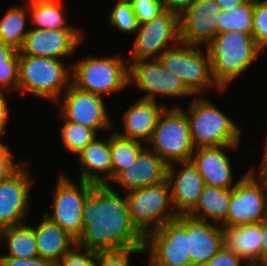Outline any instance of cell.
<instances>
[{
  "mask_svg": "<svg viewBox=\"0 0 267 266\" xmlns=\"http://www.w3.org/2000/svg\"><path fill=\"white\" fill-rule=\"evenodd\" d=\"M83 39L84 35L79 29L48 30L30 28L19 51L28 56L62 59L70 56Z\"/></svg>",
  "mask_w": 267,
  "mask_h": 266,
  "instance_id": "e0dca14e",
  "label": "cell"
},
{
  "mask_svg": "<svg viewBox=\"0 0 267 266\" xmlns=\"http://www.w3.org/2000/svg\"><path fill=\"white\" fill-rule=\"evenodd\" d=\"M125 199L132 223L144 236L178 216L173 209L167 179L156 185L129 191Z\"/></svg>",
  "mask_w": 267,
  "mask_h": 266,
  "instance_id": "52a82bcc",
  "label": "cell"
},
{
  "mask_svg": "<svg viewBox=\"0 0 267 266\" xmlns=\"http://www.w3.org/2000/svg\"><path fill=\"white\" fill-rule=\"evenodd\" d=\"M253 1L235 6L230 11H218V33L240 31L252 33Z\"/></svg>",
  "mask_w": 267,
  "mask_h": 266,
  "instance_id": "4dcf8cb0",
  "label": "cell"
},
{
  "mask_svg": "<svg viewBox=\"0 0 267 266\" xmlns=\"http://www.w3.org/2000/svg\"><path fill=\"white\" fill-rule=\"evenodd\" d=\"M197 97L188 105L190 106L188 112H185L194 147L239 145L241 136L239 125L211 100Z\"/></svg>",
  "mask_w": 267,
  "mask_h": 266,
  "instance_id": "277c9868",
  "label": "cell"
},
{
  "mask_svg": "<svg viewBox=\"0 0 267 266\" xmlns=\"http://www.w3.org/2000/svg\"><path fill=\"white\" fill-rule=\"evenodd\" d=\"M79 184L61 174L53 198V214L45 213L49 220L59 225L75 241L83 230V209L86 197L95 186L93 183L79 180Z\"/></svg>",
  "mask_w": 267,
  "mask_h": 266,
  "instance_id": "7c38bea8",
  "label": "cell"
},
{
  "mask_svg": "<svg viewBox=\"0 0 267 266\" xmlns=\"http://www.w3.org/2000/svg\"><path fill=\"white\" fill-rule=\"evenodd\" d=\"M62 0H29V14L36 29L62 30L78 29L68 26Z\"/></svg>",
  "mask_w": 267,
  "mask_h": 266,
  "instance_id": "4316f807",
  "label": "cell"
},
{
  "mask_svg": "<svg viewBox=\"0 0 267 266\" xmlns=\"http://www.w3.org/2000/svg\"><path fill=\"white\" fill-rule=\"evenodd\" d=\"M230 199L231 189L205 185L197 204L187 215L221 226L227 218Z\"/></svg>",
  "mask_w": 267,
  "mask_h": 266,
  "instance_id": "484cf974",
  "label": "cell"
},
{
  "mask_svg": "<svg viewBox=\"0 0 267 266\" xmlns=\"http://www.w3.org/2000/svg\"><path fill=\"white\" fill-rule=\"evenodd\" d=\"M262 248L261 263L267 264V216L261 220Z\"/></svg>",
  "mask_w": 267,
  "mask_h": 266,
  "instance_id": "ee69618b",
  "label": "cell"
},
{
  "mask_svg": "<svg viewBox=\"0 0 267 266\" xmlns=\"http://www.w3.org/2000/svg\"><path fill=\"white\" fill-rule=\"evenodd\" d=\"M0 266H54L48 260L40 257L33 258H14L9 256L0 257Z\"/></svg>",
  "mask_w": 267,
  "mask_h": 266,
  "instance_id": "60d3db41",
  "label": "cell"
},
{
  "mask_svg": "<svg viewBox=\"0 0 267 266\" xmlns=\"http://www.w3.org/2000/svg\"><path fill=\"white\" fill-rule=\"evenodd\" d=\"M28 1V2H27ZM25 7L13 6L7 9L0 19V41L20 50L24 44L30 28L26 29L27 16L29 15V0Z\"/></svg>",
  "mask_w": 267,
  "mask_h": 266,
  "instance_id": "f1b7e54d",
  "label": "cell"
},
{
  "mask_svg": "<svg viewBox=\"0 0 267 266\" xmlns=\"http://www.w3.org/2000/svg\"><path fill=\"white\" fill-rule=\"evenodd\" d=\"M223 11H230L235 6L243 5L248 0H215Z\"/></svg>",
  "mask_w": 267,
  "mask_h": 266,
  "instance_id": "f6af8a7d",
  "label": "cell"
},
{
  "mask_svg": "<svg viewBox=\"0 0 267 266\" xmlns=\"http://www.w3.org/2000/svg\"><path fill=\"white\" fill-rule=\"evenodd\" d=\"M70 67L71 84L82 91L103 96L120 93L129 86V64L120 55L102 58L88 56Z\"/></svg>",
  "mask_w": 267,
  "mask_h": 266,
  "instance_id": "8992f818",
  "label": "cell"
},
{
  "mask_svg": "<svg viewBox=\"0 0 267 266\" xmlns=\"http://www.w3.org/2000/svg\"><path fill=\"white\" fill-rule=\"evenodd\" d=\"M76 156H78L79 164L82 168L79 180L95 185L110 184L108 183L112 181L110 136L108 139H98L96 137ZM101 173H104L105 177Z\"/></svg>",
  "mask_w": 267,
  "mask_h": 266,
  "instance_id": "603a6c76",
  "label": "cell"
},
{
  "mask_svg": "<svg viewBox=\"0 0 267 266\" xmlns=\"http://www.w3.org/2000/svg\"><path fill=\"white\" fill-rule=\"evenodd\" d=\"M224 247L244 262H261V221L257 224L222 227Z\"/></svg>",
  "mask_w": 267,
  "mask_h": 266,
  "instance_id": "d4e9b609",
  "label": "cell"
},
{
  "mask_svg": "<svg viewBox=\"0 0 267 266\" xmlns=\"http://www.w3.org/2000/svg\"><path fill=\"white\" fill-rule=\"evenodd\" d=\"M71 73L72 68L67 67L61 59L28 56L19 51L17 91L55 103L71 85Z\"/></svg>",
  "mask_w": 267,
  "mask_h": 266,
  "instance_id": "3957f363",
  "label": "cell"
},
{
  "mask_svg": "<svg viewBox=\"0 0 267 266\" xmlns=\"http://www.w3.org/2000/svg\"><path fill=\"white\" fill-rule=\"evenodd\" d=\"M103 99L98 94L82 91L71 84L55 103H61L59 115L65 120L98 132L101 129L111 130L113 127Z\"/></svg>",
  "mask_w": 267,
  "mask_h": 266,
  "instance_id": "5bb4252c",
  "label": "cell"
},
{
  "mask_svg": "<svg viewBox=\"0 0 267 266\" xmlns=\"http://www.w3.org/2000/svg\"><path fill=\"white\" fill-rule=\"evenodd\" d=\"M261 170L267 175V163L261 168Z\"/></svg>",
  "mask_w": 267,
  "mask_h": 266,
  "instance_id": "f907efd6",
  "label": "cell"
},
{
  "mask_svg": "<svg viewBox=\"0 0 267 266\" xmlns=\"http://www.w3.org/2000/svg\"><path fill=\"white\" fill-rule=\"evenodd\" d=\"M239 145L195 148L192 162L204 179L205 185L232 189L244 177L233 183L232 165L225 149L235 150Z\"/></svg>",
  "mask_w": 267,
  "mask_h": 266,
  "instance_id": "d6986e66",
  "label": "cell"
},
{
  "mask_svg": "<svg viewBox=\"0 0 267 266\" xmlns=\"http://www.w3.org/2000/svg\"><path fill=\"white\" fill-rule=\"evenodd\" d=\"M146 143L119 136L115 131L110 135L112 180L125 168L134 163Z\"/></svg>",
  "mask_w": 267,
  "mask_h": 266,
  "instance_id": "f546056e",
  "label": "cell"
},
{
  "mask_svg": "<svg viewBox=\"0 0 267 266\" xmlns=\"http://www.w3.org/2000/svg\"><path fill=\"white\" fill-rule=\"evenodd\" d=\"M39 257L51 262L54 266L75 245V240L59 225L43 216L34 227Z\"/></svg>",
  "mask_w": 267,
  "mask_h": 266,
  "instance_id": "cb8c5ba5",
  "label": "cell"
},
{
  "mask_svg": "<svg viewBox=\"0 0 267 266\" xmlns=\"http://www.w3.org/2000/svg\"><path fill=\"white\" fill-rule=\"evenodd\" d=\"M109 15V23L123 33L137 31L139 23L129 0H117Z\"/></svg>",
  "mask_w": 267,
  "mask_h": 266,
  "instance_id": "d6a6232c",
  "label": "cell"
},
{
  "mask_svg": "<svg viewBox=\"0 0 267 266\" xmlns=\"http://www.w3.org/2000/svg\"><path fill=\"white\" fill-rule=\"evenodd\" d=\"M131 253H145L144 248H127L115 251H97V266H129Z\"/></svg>",
  "mask_w": 267,
  "mask_h": 266,
  "instance_id": "d590c367",
  "label": "cell"
},
{
  "mask_svg": "<svg viewBox=\"0 0 267 266\" xmlns=\"http://www.w3.org/2000/svg\"><path fill=\"white\" fill-rule=\"evenodd\" d=\"M168 164L145 147L134 163L122 170L111 183L122 186L125 192L162 183L167 179Z\"/></svg>",
  "mask_w": 267,
  "mask_h": 266,
  "instance_id": "ffe728a7",
  "label": "cell"
},
{
  "mask_svg": "<svg viewBox=\"0 0 267 266\" xmlns=\"http://www.w3.org/2000/svg\"><path fill=\"white\" fill-rule=\"evenodd\" d=\"M28 163L10 178L0 182V230L24 223L30 212V189L35 180L30 174Z\"/></svg>",
  "mask_w": 267,
  "mask_h": 266,
  "instance_id": "9a60e30c",
  "label": "cell"
},
{
  "mask_svg": "<svg viewBox=\"0 0 267 266\" xmlns=\"http://www.w3.org/2000/svg\"><path fill=\"white\" fill-rule=\"evenodd\" d=\"M182 108L177 104L170 108L166 107L146 143V147L168 165L191 160L195 150L190 136L189 122Z\"/></svg>",
  "mask_w": 267,
  "mask_h": 266,
  "instance_id": "5b68a950",
  "label": "cell"
},
{
  "mask_svg": "<svg viewBox=\"0 0 267 266\" xmlns=\"http://www.w3.org/2000/svg\"><path fill=\"white\" fill-rule=\"evenodd\" d=\"M215 0H197L179 15L180 43L205 47L218 34V11Z\"/></svg>",
  "mask_w": 267,
  "mask_h": 266,
  "instance_id": "2e32d148",
  "label": "cell"
},
{
  "mask_svg": "<svg viewBox=\"0 0 267 266\" xmlns=\"http://www.w3.org/2000/svg\"><path fill=\"white\" fill-rule=\"evenodd\" d=\"M2 133H0V154H2L7 148H8V145H3L2 144V140H1V137H2Z\"/></svg>",
  "mask_w": 267,
  "mask_h": 266,
  "instance_id": "681fc988",
  "label": "cell"
},
{
  "mask_svg": "<svg viewBox=\"0 0 267 266\" xmlns=\"http://www.w3.org/2000/svg\"><path fill=\"white\" fill-rule=\"evenodd\" d=\"M267 138V137H266ZM266 146H265V149H264V155L262 157V162H261V165H260V169L267 163V139H266V142H265Z\"/></svg>",
  "mask_w": 267,
  "mask_h": 266,
  "instance_id": "7dc6e473",
  "label": "cell"
},
{
  "mask_svg": "<svg viewBox=\"0 0 267 266\" xmlns=\"http://www.w3.org/2000/svg\"><path fill=\"white\" fill-rule=\"evenodd\" d=\"M176 163L181 165L177 173L174 167ZM176 163L167 167L172 204L177 215H187L197 204L205 182L192 160Z\"/></svg>",
  "mask_w": 267,
  "mask_h": 266,
  "instance_id": "ac0fdd59",
  "label": "cell"
},
{
  "mask_svg": "<svg viewBox=\"0 0 267 266\" xmlns=\"http://www.w3.org/2000/svg\"><path fill=\"white\" fill-rule=\"evenodd\" d=\"M136 33L130 62L157 60L164 51L180 43L179 14L164 10L150 21L139 24ZM170 42L173 46L168 47Z\"/></svg>",
  "mask_w": 267,
  "mask_h": 266,
  "instance_id": "8fae6325",
  "label": "cell"
},
{
  "mask_svg": "<svg viewBox=\"0 0 267 266\" xmlns=\"http://www.w3.org/2000/svg\"><path fill=\"white\" fill-rule=\"evenodd\" d=\"M0 240L8 246L9 253L4 256L22 259L39 257L34 229L26 222L1 229Z\"/></svg>",
  "mask_w": 267,
  "mask_h": 266,
  "instance_id": "83f0119b",
  "label": "cell"
},
{
  "mask_svg": "<svg viewBox=\"0 0 267 266\" xmlns=\"http://www.w3.org/2000/svg\"><path fill=\"white\" fill-rule=\"evenodd\" d=\"M243 266H267V264L261 262H247Z\"/></svg>",
  "mask_w": 267,
  "mask_h": 266,
  "instance_id": "c3c4849f",
  "label": "cell"
},
{
  "mask_svg": "<svg viewBox=\"0 0 267 266\" xmlns=\"http://www.w3.org/2000/svg\"><path fill=\"white\" fill-rule=\"evenodd\" d=\"M24 164V162H16L13 159L12 153L7 148L2 154H0V182L10 178L15 174Z\"/></svg>",
  "mask_w": 267,
  "mask_h": 266,
  "instance_id": "f35d334b",
  "label": "cell"
},
{
  "mask_svg": "<svg viewBox=\"0 0 267 266\" xmlns=\"http://www.w3.org/2000/svg\"><path fill=\"white\" fill-rule=\"evenodd\" d=\"M4 91H0V133H4L5 131V126L7 124V121L10 118V112H9V107L7 105V100L5 96Z\"/></svg>",
  "mask_w": 267,
  "mask_h": 266,
  "instance_id": "7bdbcfd3",
  "label": "cell"
},
{
  "mask_svg": "<svg viewBox=\"0 0 267 266\" xmlns=\"http://www.w3.org/2000/svg\"><path fill=\"white\" fill-rule=\"evenodd\" d=\"M196 266H212L209 262H205L203 264H199V265H196Z\"/></svg>",
  "mask_w": 267,
  "mask_h": 266,
  "instance_id": "816d5d0a",
  "label": "cell"
},
{
  "mask_svg": "<svg viewBox=\"0 0 267 266\" xmlns=\"http://www.w3.org/2000/svg\"><path fill=\"white\" fill-rule=\"evenodd\" d=\"M144 252L149 253L150 266H191L188 215H178L149 232L145 236Z\"/></svg>",
  "mask_w": 267,
  "mask_h": 266,
  "instance_id": "30bf717a",
  "label": "cell"
},
{
  "mask_svg": "<svg viewBox=\"0 0 267 266\" xmlns=\"http://www.w3.org/2000/svg\"><path fill=\"white\" fill-rule=\"evenodd\" d=\"M128 83L146 92L140 99L156 101V95L172 98L195 96L181 78L164 68L159 59L129 62Z\"/></svg>",
  "mask_w": 267,
  "mask_h": 266,
  "instance_id": "4fadbf2b",
  "label": "cell"
},
{
  "mask_svg": "<svg viewBox=\"0 0 267 266\" xmlns=\"http://www.w3.org/2000/svg\"><path fill=\"white\" fill-rule=\"evenodd\" d=\"M55 266H97L96 252L74 245Z\"/></svg>",
  "mask_w": 267,
  "mask_h": 266,
  "instance_id": "8d00e7d4",
  "label": "cell"
},
{
  "mask_svg": "<svg viewBox=\"0 0 267 266\" xmlns=\"http://www.w3.org/2000/svg\"><path fill=\"white\" fill-rule=\"evenodd\" d=\"M253 168L231 189L227 218L221 227L257 224L267 216V175ZM259 174V175H258Z\"/></svg>",
  "mask_w": 267,
  "mask_h": 266,
  "instance_id": "ba28073f",
  "label": "cell"
},
{
  "mask_svg": "<svg viewBox=\"0 0 267 266\" xmlns=\"http://www.w3.org/2000/svg\"><path fill=\"white\" fill-rule=\"evenodd\" d=\"M165 10L181 14L184 10L191 7L197 0H161Z\"/></svg>",
  "mask_w": 267,
  "mask_h": 266,
  "instance_id": "b9f144b4",
  "label": "cell"
},
{
  "mask_svg": "<svg viewBox=\"0 0 267 266\" xmlns=\"http://www.w3.org/2000/svg\"><path fill=\"white\" fill-rule=\"evenodd\" d=\"M139 24L146 23L165 9L161 0H129Z\"/></svg>",
  "mask_w": 267,
  "mask_h": 266,
  "instance_id": "74e56055",
  "label": "cell"
},
{
  "mask_svg": "<svg viewBox=\"0 0 267 266\" xmlns=\"http://www.w3.org/2000/svg\"><path fill=\"white\" fill-rule=\"evenodd\" d=\"M15 51L12 46L0 41V63H4V60L8 59Z\"/></svg>",
  "mask_w": 267,
  "mask_h": 266,
  "instance_id": "bcb514c9",
  "label": "cell"
},
{
  "mask_svg": "<svg viewBox=\"0 0 267 266\" xmlns=\"http://www.w3.org/2000/svg\"><path fill=\"white\" fill-rule=\"evenodd\" d=\"M243 261L241 257H238L235 253L223 247L208 262L212 266H241V262Z\"/></svg>",
  "mask_w": 267,
  "mask_h": 266,
  "instance_id": "ab89813d",
  "label": "cell"
},
{
  "mask_svg": "<svg viewBox=\"0 0 267 266\" xmlns=\"http://www.w3.org/2000/svg\"><path fill=\"white\" fill-rule=\"evenodd\" d=\"M18 80L19 51L16 50L4 63H0V91H17Z\"/></svg>",
  "mask_w": 267,
  "mask_h": 266,
  "instance_id": "e575fe53",
  "label": "cell"
},
{
  "mask_svg": "<svg viewBox=\"0 0 267 266\" xmlns=\"http://www.w3.org/2000/svg\"><path fill=\"white\" fill-rule=\"evenodd\" d=\"M223 247L221 226L188 216V253L191 266L208 262Z\"/></svg>",
  "mask_w": 267,
  "mask_h": 266,
  "instance_id": "44dd1931",
  "label": "cell"
},
{
  "mask_svg": "<svg viewBox=\"0 0 267 266\" xmlns=\"http://www.w3.org/2000/svg\"><path fill=\"white\" fill-rule=\"evenodd\" d=\"M59 116L64 122L61 128H59L63 142L62 146L71 153L77 155V153L98 137L94 129L67 121L61 115Z\"/></svg>",
  "mask_w": 267,
  "mask_h": 266,
  "instance_id": "1f68e13d",
  "label": "cell"
},
{
  "mask_svg": "<svg viewBox=\"0 0 267 266\" xmlns=\"http://www.w3.org/2000/svg\"><path fill=\"white\" fill-rule=\"evenodd\" d=\"M166 107L163 103L139 98L123 114L124 131L116 130L115 133L124 138L147 143Z\"/></svg>",
  "mask_w": 267,
  "mask_h": 266,
  "instance_id": "7402d4cb",
  "label": "cell"
},
{
  "mask_svg": "<svg viewBox=\"0 0 267 266\" xmlns=\"http://www.w3.org/2000/svg\"><path fill=\"white\" fill-rule=\"evenodd\" d=\"M206 48L212 77L222 91L246 71L262 51L252 33L240 31L218 33Z\"/></svg>",
  "mask_w": 267,
  "mask_h": 266,
  "instance_id": "7a4b0ae2",
  "label": "cell"
},
{
  "mask_svg": "<svg viewBox=\"0 0 267 266\" xmlns=\"http://www.w3.org/2000/svg\"><path fill=\"white\" fill-rule=\"evenodd\" d=\"M75 245L95 252L144 248L145 236L132 223L125 196L110 185H95L85 199Z\"/></svg>",
  "mask_w": 267,
  "mask_h": 266,
  "instance_id": "6da1fadb",
  "label": "cell"
},
{
  "mask_svg": "<svg viewBox=\"0 0 267 266\" xmlns=\"http://www.w3.org/2000/svg\"><path fill=\"white\" fill-rule=\"evenodd\" d=\"M159 60L166 70L181 78L195 96L213 86L222 91L212 77L210 55L206 47L204 51L201 46L179 43L164 51Z\"/></svg>",
  "mask_w": 267,
  "mask_h": 266,
  "instance_id": "9c48e42d",
  "label": "cell"
},
{
  "mask_svg": "<svg viewBox=\"0 0 267 266\" xmlns=\"http://www.w3.org/2000/svg\"><path fill=\"white\" fill-rule=\"evenodd\" d=\"M252 36L262 50L267 47V0L253 1Z\"/></svg>",
  "mask_w": 267,
  "mask_h": 266,
  "instance_id": "836d02e7",
  "label": "cell"
}]
</instances>
